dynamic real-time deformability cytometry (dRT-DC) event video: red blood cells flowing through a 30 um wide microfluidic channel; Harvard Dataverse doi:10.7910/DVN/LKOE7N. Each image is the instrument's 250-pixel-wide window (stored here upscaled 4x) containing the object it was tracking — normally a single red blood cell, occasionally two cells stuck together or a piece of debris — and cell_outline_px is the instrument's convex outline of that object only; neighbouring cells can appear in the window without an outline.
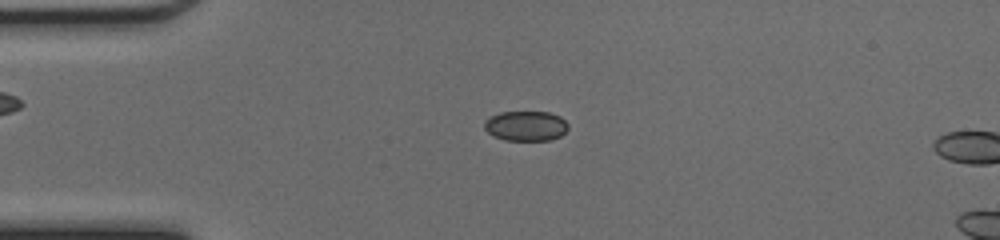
{"species": "common noctule bat (a hibernating species)", "species_latin": "Nyctalus noctula", "temperature_condition": "cold", "stored_images_in_passage": 49, "camera_frame_rate_fps": 3000, "um_per_image_px": 0.085, "animal": {"sex": "female", "body_mass_g": 17.0, "forearm_length_mm": 48.0}, "frame": {"image": 1, "passage_image": 13, "time_ms": 4.0, "image_size_px": [1000, 240], "cell_outline_px": [[568, 128], [560, 136], [548, 140], [504, 140], [492, 136], [484, 128], [484, 120], [500, 112], [548, 112], [560, 116], [568, 124]], "centroid_in_image_um": [44.67, 10.7], "position_along_channel_um": 40.3, "area_um2": 14.62}}
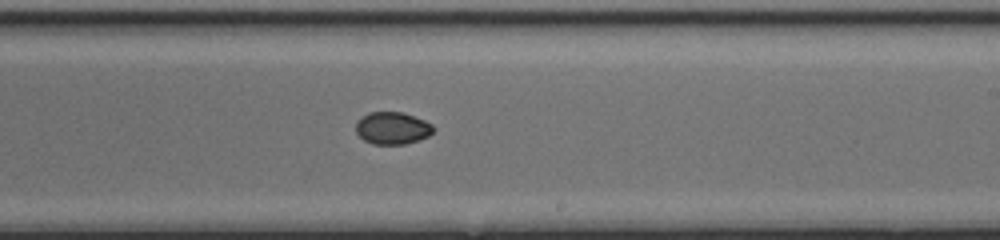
{"frame": {"image": 2, "passage_image": 30, "time_ms": 9.667, "image_size_px": [1000, 240], "cell_outline_px": [[436, 128], [428, 136], [404, 144], [372, 144], [364, 140], [356, 132], [356, 120], [368, 112], [404, 112], [424, 120], [432, 124]], "centroid_in_image_um": [33.34, 10.88], "position_along_channel_um": 255.7, "area_um2": 14.62}}
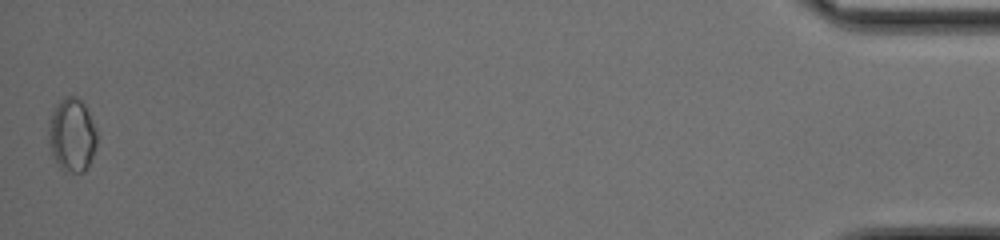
{"frame": {"image": 3, "passage_image": 49, "time_ms": 16.0, "image_size_px": [1000, 240], "cell_outline_px": [[96, 144], [92, 156], [84, 172], [64, 172], [60, 168], [48, 144], [48, 124], [52, 112], [56, 104], [64, 96], [76, 96], [84, 104], [92, 120], [96, 132]], "centroid_in_image_um": [6.09, 11.46], "position_along_channel_um": 429.1, "area_um2": 20.58}, "authors_computed_cell_mechanics": {"area_um2": 15.0858, "velocity_mm_per_s": 4.2874, "shape_relaxation_time_tau1_ms": null, "shape_relaxation_time_tau2_ms": 2.9946, "deformation_change_tau1": null, "deformation_change_tau2": 0.0296}}